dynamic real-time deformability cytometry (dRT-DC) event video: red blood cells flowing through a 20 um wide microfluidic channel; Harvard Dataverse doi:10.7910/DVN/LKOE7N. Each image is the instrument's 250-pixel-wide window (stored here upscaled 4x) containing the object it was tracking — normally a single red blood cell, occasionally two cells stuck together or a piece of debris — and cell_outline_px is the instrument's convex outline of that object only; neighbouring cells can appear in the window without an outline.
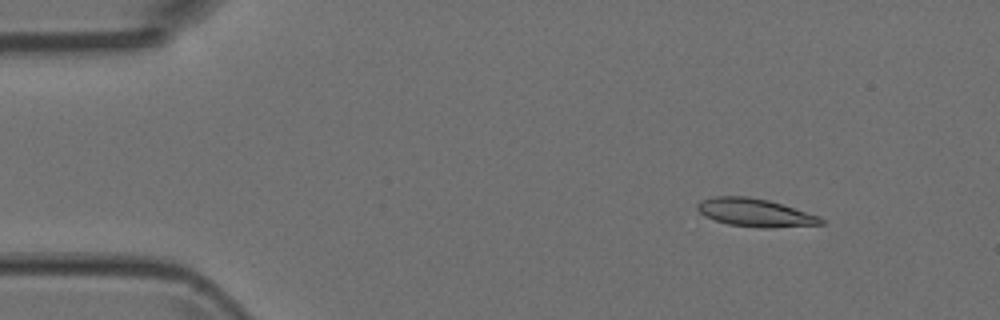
{"species": "Egyptian fruit bat (a non-hibernating species)", "species_latin": "Rousettus aegyptiacus", "temperature_condition": "room temperature", "stored_images_in_passage": 4, "camera_frame_rate_fps": 3000, "um_per_image_px": 0.085, "animal": {"sex": "female"}, "frame": {"image": 1, "passage_image": 1, "time_ms": 0.0, "image_size_px": [1000, 320], "cell_outline_px": [[824, 224], [772, 228], [760, 228], [728, 224], [704, 216], [696, 208], [696, 204], [700, 200], [712, 196], [748, 196], [768, 200], [820, 216], [824, 220]], "centroid_in_image_um": [64.16, 18.07], "position_along_channel_um": 20.8, "area_um2": 20.29}}
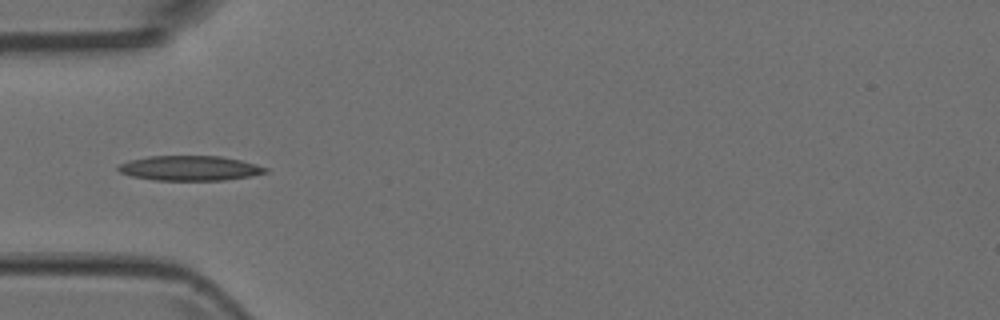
{"frame": {"image": 2, "passage_image": 4, "time_ms": 1.0, "image_size_px": [1000, 320], "cell_outline_px": [[268, 172], [252, 176], [224, 180], [152, 180], [132, 176], [120, 172], [116, 168], [120, 164], [128, 160], [148, 156], [220, 156], [240, 160], [256, 164], [268, 168]], "centroid_in_image_um": [16.13, 14.29], "position_along_channel_um": 68.9, "area_um2": 21.39}}